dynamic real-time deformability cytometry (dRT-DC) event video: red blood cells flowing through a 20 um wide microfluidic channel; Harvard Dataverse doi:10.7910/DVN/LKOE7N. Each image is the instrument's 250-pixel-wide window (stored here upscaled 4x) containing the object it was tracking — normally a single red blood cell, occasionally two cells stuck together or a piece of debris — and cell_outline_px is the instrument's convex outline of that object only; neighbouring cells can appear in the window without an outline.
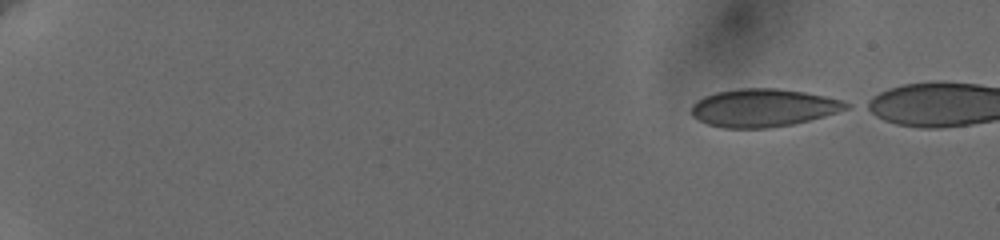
{"species": "human", "species_latin": "Homo sapiens", "temperature_condition": "cold", "stored_images_in_passage": 27, "camera_frame_rate_fps": 3000, "um_per_image_px": 0.085, "donor": {"sex": "female"}, "frame": {"image": 1, "passage_image": 1, "time_ms": 0.0, "image_size_px": [1000, 240], "cell_outline_px": [[852, 104], [848, 108], [824, 116], [792, 124], [768, 128], [724, 128], [708, 124], [692, 116], [688, 112], [688, 108], [696, 100], [704, 96], [716, 92], [740, 88], [776, 88], [804, 92], [844, 100]], "centroid_in_image_um": [64.83, 9.16], "position_along_channel_um": 20.2, "area_um2": 34.33}}